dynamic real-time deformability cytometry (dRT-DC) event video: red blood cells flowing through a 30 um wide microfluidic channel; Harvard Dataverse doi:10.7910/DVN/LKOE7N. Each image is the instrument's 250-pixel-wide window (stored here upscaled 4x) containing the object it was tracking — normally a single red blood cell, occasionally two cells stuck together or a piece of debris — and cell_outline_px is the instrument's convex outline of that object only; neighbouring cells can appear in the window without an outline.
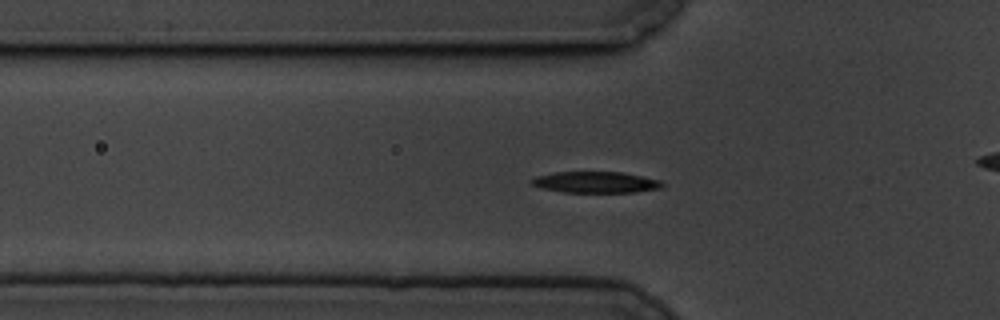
{"species": "common noctule bat (a hibernating species)", "species_latin": "Nyctalus noctula", "temperature_condition": "cold", "stored_images_in_passage": 54, "camera_frame_rate_fps": 3000, "um_per_image_px": 0.085, "animal": {"sex": "male", "body_mass_g": 19.5, "forearm_length_mm": 54.6}, "frame": {"image": 1, "passage_image": 8, "time_ms": 2.333, "image_size_px": [1000, 320], "cell_outline_px": [[664, 184], [660, 188], [636, 192], [564, 192], [544, 188], [532, 184], [528, 180], [536, 176], [552, 172], [620, 172], [660, 180]], "centroid_in_image_um": [50.6, 15.48], "position_along_channel_um": 75.2, "area_um2": 16.01}}
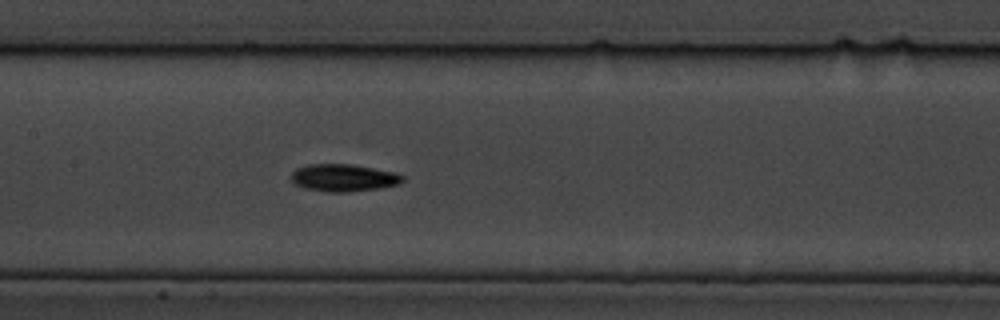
{"frame": {"image": 2, "passage_image": 17, "time_ms": 5.333, "image_size_px": [1000, 320], "cell_outline_px": [[404, 180], [400, 184], [380, 188], [348, 192], [328, 192], [304, 188], [296, 184], [292, 180], [292, 172], [296, 168], [308, 164], [352, 164], [396, 172], [404, 176]], "centroid_in_image_um": [29.23, 15.11], "position_along_channel_um": 178.2, "area_um2": 17.86}}
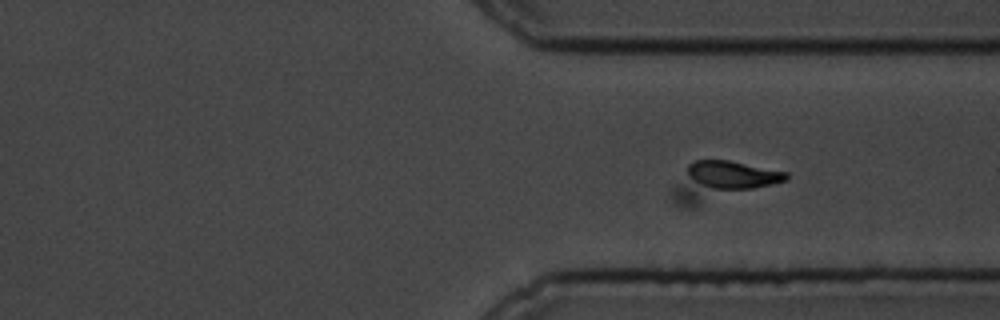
{"frame": {"image": 3, "passage_image": 32, "time_ms": 10.333, "image_size_px": [1000, 320], "cell_outline_px": [[788, 180], [692, 208], [680, 208], [672, 200], [672, 188], [688, 164], [696, 160], [728, 160], [788, 172]], "centroid_in_image_um": [61.26, 15.42], "position_along_channel_um": 350.1, "area_um2": 25.72}}